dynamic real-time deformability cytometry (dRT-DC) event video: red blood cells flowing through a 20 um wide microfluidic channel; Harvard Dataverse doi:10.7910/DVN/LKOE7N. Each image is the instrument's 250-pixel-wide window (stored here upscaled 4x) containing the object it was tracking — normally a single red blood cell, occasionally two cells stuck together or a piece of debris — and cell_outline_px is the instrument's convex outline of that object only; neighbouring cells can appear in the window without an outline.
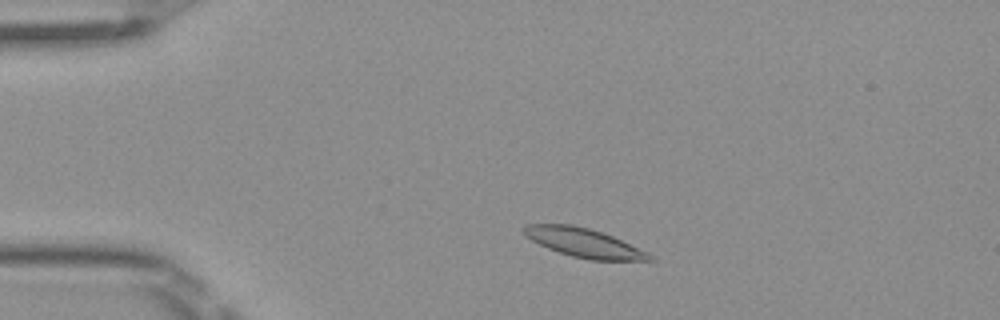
{"species": "Egyptian fruit bat (a non-hibernating species)", "species_latin": "Rousettus aegyptiacus", "temperature_condition": "room temperature", "stored_images_in_passage": 46, "camera_frame_rate_fps": 3000, "um_per_image_px": 0.085, "frame": {"image": 1, "passage_image": 6, "time_ms": 1.667, "image_size_px": [1000, 320], "cell_outline_px": [[656, 260], [588, 260], [572, 256], [548, 248], [532, 240], [524, 232], [524, 224], [572, 224], [588, 228], [612, 236], [648, 252]], "centroid_in_image_um": [49.65, 20.64], "position_along_channel_um": 35.4, "area_um2": 20.81}}
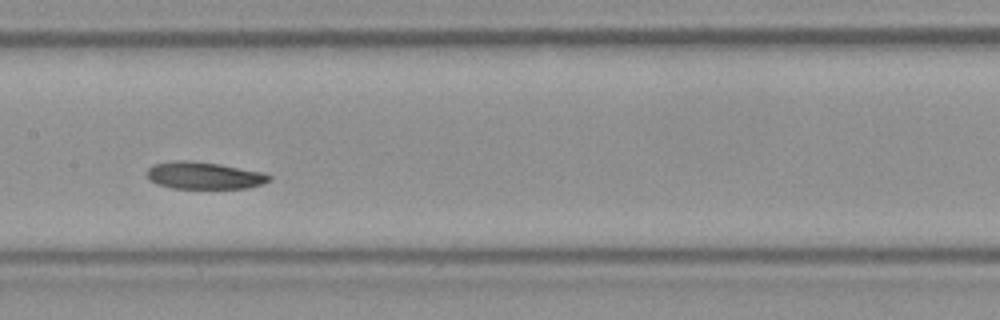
{"frame": {"image": 2, "passage_image": 21, "time_ms": 6.667, "image_size_px": [1000, 320], "cell_outline_px": [[272, 180], [248, 188], [172, 188], [156, 184], [148, 180], [148, 168], [152, 164], [172, 160], [188, 160], [220, 164], [264, 172], [272, 176]], "centroid_in_image_um": [17.34, 14.91], "position_along_channel_um": 190.1, "area_um2": 19.54}}
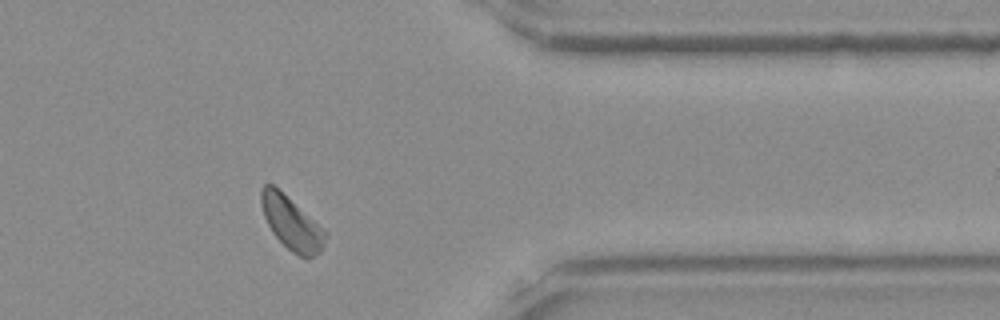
{"frame": {"image": 3, "passage_image": 37, "time_ms": 12.0, "image_size_px": [1000, 320], "cell_outline_px": [[328, 232], [324, 244], [320, 252], [312, 256], [300, 256], [292, 252], [272, 232], [264, 216], [260, 200], [260, 188], [264, 184], [272, 184]], "centroid_in_image_um": [24.77, 18.95], "position_along_channel_um": 386.6, "area_um2": 19.36}, "authors_computed_cell_mechanics": {"area_um2": 20.1433, "velocity_mm_per_s": 3.9728, "shape_relaxation_time_tau1_ms": 7.4585, "shape_relaxation_time_tau2_ms": null, "deformation_change_tau1": 0.1092, "deformation_change_tau2": null}}